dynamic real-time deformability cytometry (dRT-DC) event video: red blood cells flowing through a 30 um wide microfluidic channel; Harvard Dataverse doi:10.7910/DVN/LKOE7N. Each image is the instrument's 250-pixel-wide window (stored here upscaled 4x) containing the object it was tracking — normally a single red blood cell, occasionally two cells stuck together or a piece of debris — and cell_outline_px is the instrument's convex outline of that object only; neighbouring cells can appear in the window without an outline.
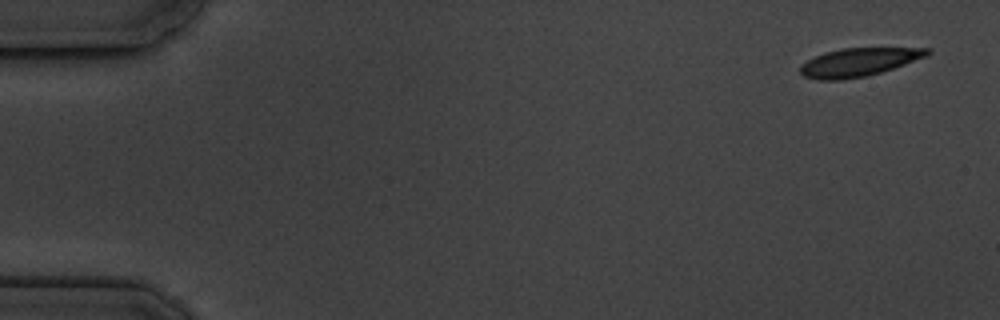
{"species": "common noctule bat (a hibernating species)", "species_latin": "Nyctalus noctula", "temperature_condition": "cold", "stored_images_in_passage": 5, "camera_frame_rate_fps": 3000, "um_per_image_px": 0.085, "animal": {"sex": "male", "body_mass_g": 19.5, "forearm_length_mm": 54.6}, "frame": {"image": 1, "passage_image": 1, "time_ms": 0.0, "image_size_px": [1000, 320], "cell_outline_px": [[932, 52], [928, 56], [880, 72], [864, 76], [840, 80], [816, 80], [804, 76], [800, 72], [800, 64], [824, 52], [840, 48], [932, 48]], "centroid_in_image_um": [72.98, 5.28], "position_along_channel_um": 12.0, "area_um2": 20.87}}
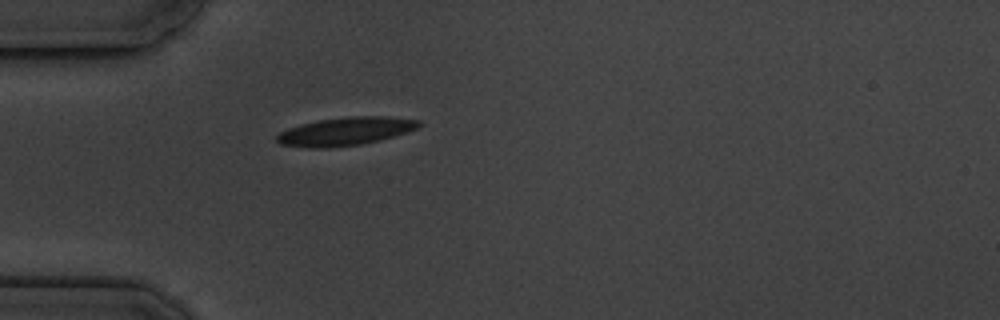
{"frame": {"image": 2, "passage_image": 5, "time_ms": 4.667, "image_size_px": [1000, 320], "cell_outline_px": [[424, 124], [416, 128], [380, 140], [360, 144], [328, 148], [308, 148], [280, 144], [276, 140], [276, 136], [280, 132], [288, 128], [300, 124], [320, 120], [348, 116], [388, 116], [420, 120]], "centroid_in_image_um": [29.35, 11.16], "position_along_channel_um": 55.7, "area_um2": 23.29}}